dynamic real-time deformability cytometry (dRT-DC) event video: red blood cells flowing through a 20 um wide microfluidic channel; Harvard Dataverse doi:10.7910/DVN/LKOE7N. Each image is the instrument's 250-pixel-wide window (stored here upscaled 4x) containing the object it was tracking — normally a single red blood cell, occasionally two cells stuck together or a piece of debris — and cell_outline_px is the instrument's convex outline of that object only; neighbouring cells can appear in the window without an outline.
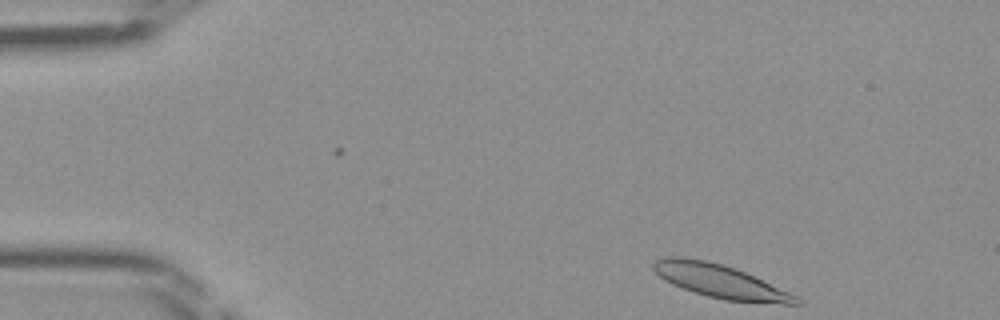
{"species": "Egyptian fruit bat (a non-hibernating species)", "species_latin": "Rousettus aegyptiacus", "temperature_condition": "room temperature", "stored_images_in_passage": 2, "camera_frame_rate_fps": 3000, "um_per_image_px": 0.085, "frame": {"image": 1, "passage_image": 2, "time_ms": 0.333, "image_size_px": [1000, 320], "cell_outline_px": [[804, 304], [784, 304], [724, 300], [708, 296], [672, 284], [660, 276], [652, 268], [652, 264], [656, 260], [664, 256], [680, 256], [708, 260], [724, 264], [736, 268], [788, 292], [796, 296]], "centroid_in_image_um": [61.19, 23.88], "position_along_channel_um": 23.8, "area_um2": 27.57}}